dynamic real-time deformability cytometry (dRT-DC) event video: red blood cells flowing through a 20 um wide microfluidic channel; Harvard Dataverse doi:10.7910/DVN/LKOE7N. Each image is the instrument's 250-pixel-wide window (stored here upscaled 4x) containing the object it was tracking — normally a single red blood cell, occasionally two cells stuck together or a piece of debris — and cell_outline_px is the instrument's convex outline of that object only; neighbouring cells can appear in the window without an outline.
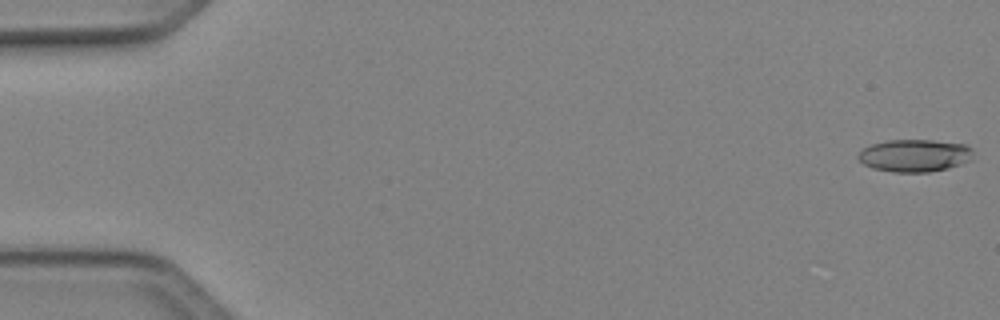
{"species": "Egyptian fruit bat (a non-hibernating species)", "species_latin": "Rousettus aegyptiacus", "temperature_condition": "cold", "stored_images_in_passage": 50, "camera_frame_rate_fps": 3000, "um_per_image_px": 0.085, "animal": {"sex": "female"}, "frame": {"image": 1, "passage_image": 1, "time_ms": 0.0, "image_size_px": [1000, 320], "cell_outline_px": [[972, 160], [948, 168], [928, 172], [892, 172], [872, 168], [864, 164], [856, 156], [864, 148], [872, 144], [888, 140], [932, 140], [964, 144], [972, 148]], "centroid_in_image_um": [77.75, 13.22], "position_along_channel_um": 7.3, "area_um2": 21.73}}
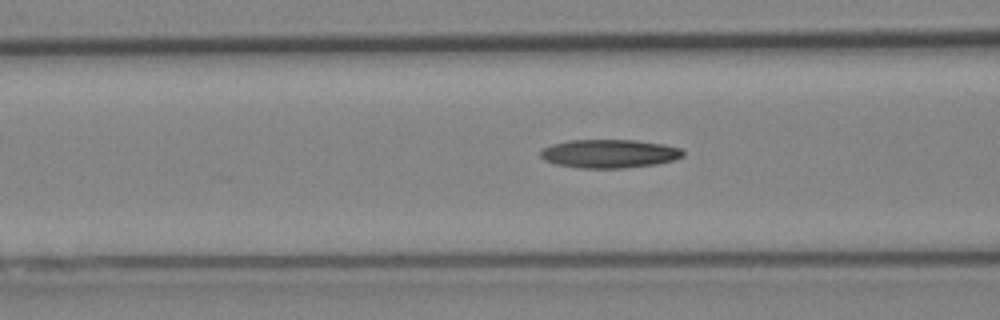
{"frame": {"image": 2, "passage_image": 20, "time_ms": 6.333, "image_size_px": [1000, 320], "cell_outline_px": [[684, 156], [672, 160], [656, 164], [624, 168], [580, 168], [556, 164], [544, 160], [540, 156], [540, 152], [544, 148], [552, 144], [568, 140], [636, 140], [664, 144], [680, 148], [684, 152]], "centroid_in_image_um": [51.79, 13.06], "position_along_channel_um": 114.8, "area_um2": 23.7}}
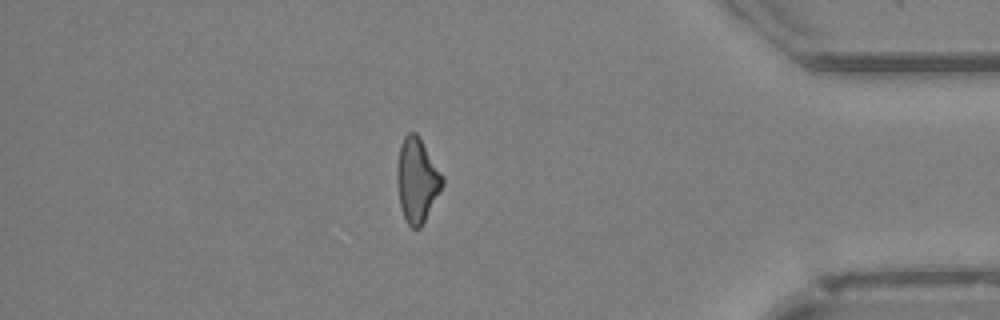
{"frame": {"image": 3, "passage_image": 43, "time_ms": 14.0, "image_size_px": [1000, 320], "cell_outline_px": [[444, 184], [420, 228], [412, 228], [408, 224], [404, 216], [400, 204], [396, 180], [396, 164], [400, 144], [404, 136], [408, 132], [416, 132], [444, 176]], "centroid_in_image_um": [35.43, 15.28], "position_along_channel_um": 399.8, "area_um2": 22.25}, "authors_computed_cell_mechanics": {"area_um2": 22.253, "velocity_mm_per_s": 4.1612, "shape_relaxation_time_tau1_ms": null, "shape_relaxation_time_tau2_ms": 10.1079, "deformation_change_tau1": null, "deformation_change_tau2": 0.2501}}